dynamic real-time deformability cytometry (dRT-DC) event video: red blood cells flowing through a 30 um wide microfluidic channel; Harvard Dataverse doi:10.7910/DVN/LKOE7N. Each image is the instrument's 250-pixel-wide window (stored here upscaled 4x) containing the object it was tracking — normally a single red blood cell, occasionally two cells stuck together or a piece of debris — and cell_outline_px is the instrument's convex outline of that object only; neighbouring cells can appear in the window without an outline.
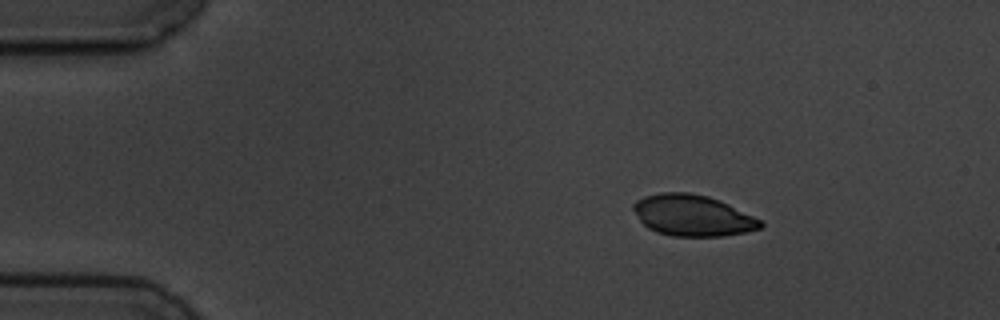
{"species": "common noctule bat (a hibernating species)", "species_latin": "Nyctalus noctula", "temperature_condition": "cold", "stored_images_in_passage": 4, "camera_frame_rate_fps": 3000, "um_per_image_px": 0.085, "animal": {"sex": "male", "body_mass_g": 19.5, "forearm_length_mm": 54.6}, "frame": {"image": 1, "passage_image": 1, "time_ms": 0.0, "image_size_px": [1000, 320], "cell_outline_px": [[764, 224], [760, 228], [744, 232], [724, 236], [672, 236], [656, 232], [648, 228], [640, 220], [632, 208], [632, 204], [636, 200], [644, 196], [660, 192], [688, 192], [708, 196], [720, 200], [764, 220]], "centroid_in_image_um": [58.88, 18.3], "position_along_channel_um": 26.1, "area_um2": 30.75}}